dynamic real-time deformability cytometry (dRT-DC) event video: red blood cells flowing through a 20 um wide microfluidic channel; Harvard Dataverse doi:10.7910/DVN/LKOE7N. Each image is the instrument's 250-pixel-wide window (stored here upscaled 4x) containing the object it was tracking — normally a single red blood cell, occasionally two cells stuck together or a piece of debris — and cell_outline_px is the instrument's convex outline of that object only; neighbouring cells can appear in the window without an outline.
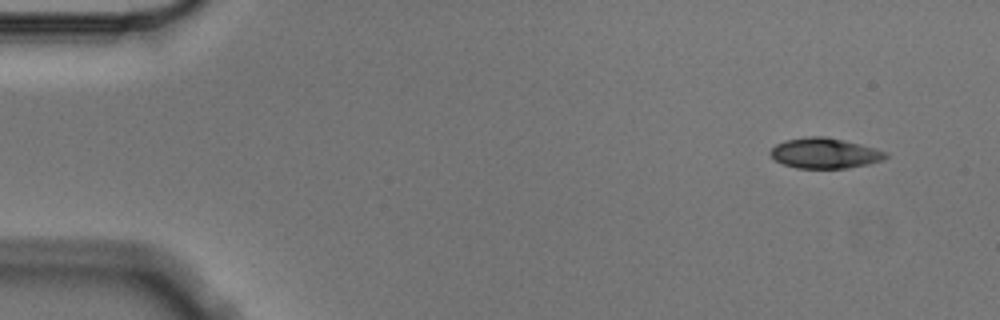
{"species": "Egyptian fruit bat (a non-hibernating species)", "species_latin": "Rousettus aegyptiacus", "temperature_condition": "cold", "stored_images_in_passage": 5, "camera_frame_rate_fps": 3000, "um_per_image_px": 0.085, "animal": {"sex": "male"}, "frame": {"image": 1, "passage_image": 1, "time_ms": 0.0, "image_size_px": [1000, 320], "cell_outline_px": [[888, 156], [884, 160], [868, 164], [848, 168], [796, 168], [784, 164], [776, 160], [768, 152], [776, 144], [784, 140], [808, 136], [824, 136], [844, 140], [888, 152]], "centroid_in_image_um": [70.1, 13.02], "position_along_channel_um": 14.9, "area_um2": 20.4}}
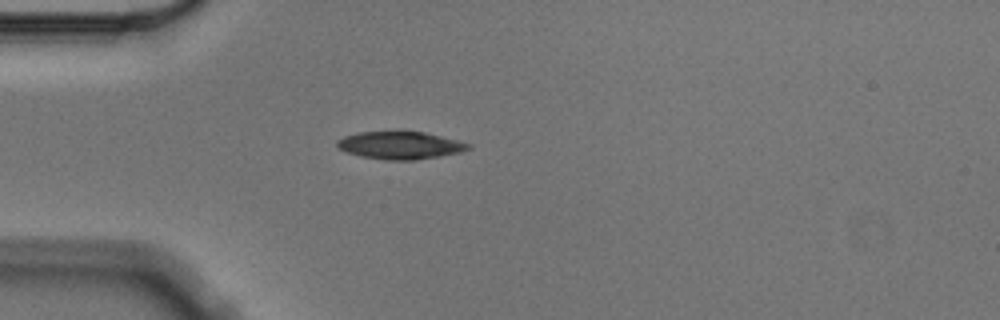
{"frame": {"image": 2, "passage_image": 4, "time_ms": 1.0, "image_size_px": [1000, 320], "cell_outline_px": [[472, 148], [460, 152], [440, 156], [416, 160], [384, 160], [360, 156], [336, 148], [336, 140], [344, 136], [360, 132], [396, 128], [424, 132], [472, 144]], "centroid_in_image_um": [33.97, 12.31], "position_along_channel_um": 51.0, "area_um2": 21.96}}